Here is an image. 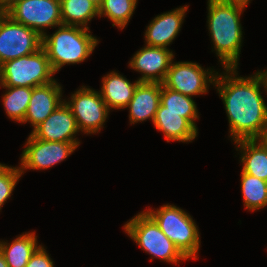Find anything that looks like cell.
<instances>
[{
  "label": "cell",
  "instance_id": "cell-31",
  "mask_svg": "<svg viewBox=\"0 0 267 267\" xmlns=\"http://www.w3.org/2000/svg\"><path fill=\"white\" fill-rule=\"evenodd\" d=\"M93 2L98 8L102 5L103 0H89Z\"/></svg>",
  "mask_w": 267,
  "mask_h": 267
},
{
  "label": "cell",
  "instance_id": "cell-26",
  "mask_svg": "<svg viewBox=\"0 0 267 267\" xmlns=\"http://www.w3.org/2000/svg\"><path fill=\"white\" fill-rule=\"evenodd\" d=\"M21 177L19 166L13 167L0 163V212L3 205L12 196Z\"/></svg>",
  "mask_w": 267,
  "mask_h": 267
},
{
  "label": "cell",
  "instance_id": "cell-5",
  "mask_svg": "<svg viewBox=\"0 0 267 267\" xmlns=\"http://www.w3.org/2000/svg\"><path fill=\"white\" fill-rule=\"evenodd\" d=\"M123 229L141 250L151 256V261L156 258L174 265L189 261L145 210L125 222Z\"/></svg>",
  "mask_w": 267,
  "mask_h": 267
},
{
  "label": "cell",
  "instance_id": "cell-32",
  "mask_svg": "<svg viewBox=\"0 0 267 267\" xmlns=\"http://www.w3.org/2000/svg\"><path fill=\"white\" fill-rule=\"evenodd\" d=\"M234 1H240V2H244V3L249 4V3H251L250 1H252V0H234Z\"/></svg>",
  "mask_w": 267,
  "mask_h": 267
},
{
  "label": "cell",
  "instance_id": "cell-12",
  "mask_svg": "<svg viewBox=\"0 0 267 267\" xmlns=\"http://www.w3.org/2000/svg\"><path fill=\"white\" fill-rule=\"evenodd\" d=\"M174 56V52L169 48L145 45L135 52L128 67L141 74L138 78L140 82L162 83L172 61L175 60Z\"/></svg>",
  "mask_w": 267,
  "mask_h": 267
},
{
  "label": "cell",
  "instance_id": "cell-16",
  "mask_svg": "<svg viewBox=\"0 0 267 267\" xmlns=\"http://www.w3.org/2000/svg\"><path fill=\"white\" fill-rule=\"evenodd\" d=\"M161 83L139 82L134 95L126 109L129 108L130 124H137L147 121H154L160 104Z\"/></svg>",
  "mask_w": 267,
  "mask_h": 267
},
{
  "label": "cell",
  "instance_id": "cell-29",
  "mask_svg": "<svg viewBox=\"0 0 267 267\" xmlns=\"http://www.w3.org/2000/svg\"><path fill=\"white\" fill-rule=\"evenodd\" d=\"M258 72L261 74V76L263 77V80H264V83H265V86H266V95H267V69L265 68V70H258Z\"/></svg>",
  "mask_w": 267,
  "mask_h": 267
},
{
  "label": "cell",
  "instance_id": "cell-25",
  "mask_svg": "<svg viewBox=\"0 0 267 267\" xmlns=\"http://www.w3.org/2000/svg\"><path fill=\"white\" fill-rule=\"evenodd\" d=\"M138 0H103L99 7V17H107L113 27L123 30L132 18Z\"/></svg>",
  "mask_w": 267,
  "mask_h": 267
},
{
  "label": "cell",
  "instance_id": "cell-19",
  "mask_svg": "<svg viewBox=\"0 0 267 267\" xmlns=\"http://www.w3.org/2000/svg\"><path fill=\"white\" fill-rule=\"evenodd\" d=\"M153 125L170 141L189 143L198 137V130L181 113L156 112Z\"/></svg>",
  "mask_w": 267,
  "mask_h": 267
},
{
  "label": "cell",
  "instance_id": "cell-33",
  "mask_svg": "<svg viewBox=\"0 0 267 267\" xmlns=\"http://www.w3.org/2000/svg\"><path fill=\"white\" fill-rule=\"evenodd\" d=\"M264 141H265V143L267 144V131H266V133L264 134V136H263V138H262Z\"/></svg>",
  "mask_w": 267,
  "mask_h": 267
},
{
  "label": "cell",
  "instance_id": "cell-15",
  "mask_svg": "<svg viewBox=\"0 0 267 267\" xmlns=\"http://www.w3.org/2000/svg\"><path fill=\"white\" fill-rule=\"evenodd\" d=\"M188 7L180 6L155 16L144 32V45L168 48L181 31Z\"/></svg>",
  "mask_w": 267,
  "mask_h": 267
},
{
  "label": "cell",
  "instance_id": "cell-24",
  "mask_svg": "<svg viewBox=\"0 0 267 267\" xmlns=\"http://www.w3.org/2000/svg\"><path fill=\"white\" fill-rule=\"evenodd\" d=\"M5 89L2 94V104L5 109V114L12 121L21 123L26 115L29 101L32 95V88L29 87H13L0 86Z\"/></svg>",
  "mask_w": 267,
  "mask_h": 267
},
{
  "label": "cell",
  "instance_id": "cell-2",
  "mask_svg": "<svg viewBox=\"0 0 267 267\" xmlns=\"http://www.w3.org/2000/svg\"><path fill=\"white\" fill-rule=\"evenodd\" d=\"M207 26L212 52L222 68H238L243 43L241 15L247 3L234 0H208Z\"/></svg>",
  "mask_w": 267,
  "mask_h": 267
},
{
  "label": "cell",
  "instance_id": "cell-10",
  "mask_svg": "<svg viewBox=\"0 0 267 267\" xmlns=\"http://www.w3.org/2000/svg\"><path fill=\"white\" fill-rule=\"evenodd\" d=\"M80 144L40 140L30 133L20 155V172L24 175L27 170L50 169L68 158Z\"/></svg>",
  "mask_w": 267,
  "mask_h": 267
},
{
  "label": "cell",
  "instance_id": "cell-7",
  "mask_svg": "<svg viewBox=\"0 0 267 267\" xmlns=\"http://www.w3.org/2000/svg\"><path fill=\"white\" fill-rule=\"evenodd\" d=\"M64 102L73 113L80 133L93 135L104 128L110 110L99 91L83 85Z\"/></svg>",
  "mask_w": 267,
  "mask_h": 267
},
{
  "label": "cell",
  "instance_id": "cell-22",
  "mask_svg": "<svg viewBox=\"0 0 267 267\" xmlns=\"http://www.w3.org/2000/svg\"><path fill=\"white\" fill-rule=\"evenodd\" d=\"M60 10L63 25L90 29L88 23L99 17V8L89 0H60Z\"/></svg>",
  "mask_w": 267,
  "mask_h": 267
},
{
  "label": "cell",
  "instance_id": "cell-30",
  "mask_svg": "<svg viewBox=\"0 0 267 267\" xmlns=\"http://www.w3.org/2000/svg\"><path fill=\"white\" fill-rule=\"evenodd\" d=\"M0 267H9L8 264L6 263L5 257L1 252H0Z\"/></svg>",
  "mask_w": 267,
  "mask_h": 267
},
{
  "label": "cell",
  "instance_id": "cell-1",
  "mask_svg": "<svg viewBox=\"0 0 267 267\" xmlns=\"http://www.w3.org/2000/svg\"><path fill=\"white\" fill-rule=\"evenodd\" d=\"M239 68H223L217 73L213 87L222 99L233 142L262 139L267 131V105L261 94L266 86L258 72L239 76Z\"/></svg>",
  "mask_w": 267,
  "mask_h": 267
},
{
  "label": "cell",
  "instance_id": "cell-14",
  "mask_svg": "<svg viewBox=\"0 0 267 267\" xmlns=\"http://www.w3.org/2000/svg\"><path fill=\"white\" fill-rule=\"evenodd\" d=\"M62 89L56 79L48 84L33 87L28 109L21 123H30L33 130L37 128L64 102Z\"/></svg>",
  "mask_w": 267,
  "mask_h": 267
},
{
  "label": "cell",
  "instance_id": "cell-6",
  "mask_svg": "<svg viewBox=\"0 0 267 267\" xmlns=\"http://www.w3.org/2000/svg\"><path fill=\"white\" fill-rule=\"evenodd\" d=\"M45 50L6 61L0 65V86L33 88L55 80Z\"/></svg>",
  "mask_w": 267,
  "mask_h": 267
},
{
  "label": "cell",
  "instance_id": "cell-13",
  "mask_svg": "<svg viewBox=\"0 0 267 267\" xmlns=\"http://www.w3.org/2000/svg\"><path fill=\"white\" fill-rule=\"evenodd\" d=\"M80 132L70 108L63 102L54 112L30 133L36 138L51 142L81 143Z\"/></svg>",
  "mask_w": 267,
  "mask_h": 267
},
{
  "label": "cell",
  "instance_id": "cell-27",
  "mask_svg": "<svg viewBox=\"0 0 267 267\" xmlns=\"http://www.w3.org/2000/svg\"><path fill=\"white\" fill-rule=\"evenodd\" d=\"M47 252L45 246L41 244L25 267H54V261Z\"/></svg>",
  "mask_w": 267,
  "mask_h": 267
},
{
  "label": "cell",
  "instance_id": "cell-17",
  "mask_svg": "<svg viewBox=\"0 0 267 267\" xmlns=\"http://www.w3.org/2000/svg\"><path fill=\"white\" fill-rule=\"evenodd\" d=\"M139 82L138 79L131 82L122 74L111 71L102 77L99 92L110 111L122 110L128 106Z\"/></svg>",
  "mask_w": 267,
  "mask_h": 267
},
{
  "label": "cell",
  "instance_id": "cell-8",
  "mask_svg": "<svg viewBox=\"0 0 267 267\" xmlns=\"http://www.w3.org/2000/svg\"><path fill=\"white\" fill-rule=\"evenodd\" d=\"M217 73L214 67L206 69L196 62L173 60L162 84L194 98L208 93L210 85H214Z\"/></svg>",
  "mask_w": 267,
  "mask_h": 267
},
{
  "label": "cell",
  "instance_id": "cell-21",
  "mask_svg": "<svg viewBox=\"0 0 267 267\" xmlns=\"http://www.w3.org/2000/svg\"><path fill=\"white\" fill-rule=\"evenodd\" d=\"M197 104L192 97L166 88L161 83L160 104L157 112L181 113L197 130L196 120L199 119Z\"/></svg>",
  "mask_w": 267,
  "mask_h": 267
},
{
  "label": "cell",
  "instance_id": "cell-18",
  "mask_svg": "<svg viewBox=\"0 0 267 267\" xmlns=\"http://www.w3.org/2000/svg\"><path fill=\"white\" fill-rule=\"evenodd\" d=\"M240 152L242 172L267 181V144L263 139H243L234 142Z\"/></svg>",
  "mask_w": 267,
  "mask_h": 267
},
{
  "label": "cell",
  "instance_id": "cell-20",
  "mask_svg": "<svg viewBox=\"0 0 267 267\" xmlns=\"http://www.w3.org/2000/svg\"><path fill=\"white\" fill-rule=\"evenodd\" d=\"M35 231L23 232L11 242L0 240V252L9 267H25L40 246Z\"/></svg>",
  "mask_w": 267,
  "mask_h": 267
},
{
  "label": "cell",
  "instance_id": "cell-4",
  "mask_svg": "<svg viewBox=\"0 0 267 267\" xmlns=\"http://www.w3.org/2000/svg\"><path fill=\"white\" fill-rule=\"evenodd\" d=\"M145 211L188 260L199 259L200 232L198 225L188 212L169 203L156 209L148 207Z\"/></svg>",
  "mask_w": 267,
  "mask_h": 267
},
{
  "label": "cell",
  "instance_id": "cell-28",
  "mask_svg": "<svg viewBox=\"0 0 267 267\" xmlns=\"http://www.w3.org/2000/svg\"><path fill=\"white\" fill-rule=\"evenodd\" d=\"M20 0H0V13H6L12 6Z\"/></svg>",
  "mask_w": 267,
  "mask_h": 267
},
{
  "label": "cell",
  "instance_id": "cell-9",
  "mask_svg": "<svg viewBox=\"0 0 267 267\" xmlns=\"http://www.w3.org/2000/svg\"><path fill=\"white\" fill-rule=\"evenodd\" d=\"M42 47V36L35 30L0 13V65L33 54Z\"/></svg>",
  "mask_w": 267,
  "mask_h": 267
},
{
  "label": "cell",
  "instance_id": "cell-3",
  "mask_svg": "<svg viewBox=\"0 0 267 267\" xmlns=\"http://www.w3.org/2000/svg\"><path fill=\"white\" fill-rule=\"evenodd\" d=\"M99 41L90 29L62 24L54 33L42 36V48L52 70L57 73L65 64H80L88 59Z\"/></svg>",
  "mask_w": 267,
  "mask_h": 267
},
{
  "label": "cell",
  "instance_id": "cell-11",
  "mask_svg": "<svg viewBox=\"0 0 267 267\" xmlns=\"http://www.w3.org/2000/svg\"><path fill=\"white\" fill-rule=\"evenodd\" d=\"M6 14L44 36L47 28L62 25L60 0H20Z\"/></svg>",
  "mask_w": 267,
  "mask_h": 267
},
{
  "label": "cell",
  "instance_id": "cell-23",
  "mask_svg": "<svg viewBox=\"0 0 267 267\" xmlns=\"http://www.w3.org/2000/svg\"><path fill=\"white\" fill-rule=\"evenodd\" d=\"M240 177L242 200L245 209L254 212L267 207V181L242 171Z\"/></svg>",
  "mask_w": 267,
  "mask_h": 267
}]
</instances>
